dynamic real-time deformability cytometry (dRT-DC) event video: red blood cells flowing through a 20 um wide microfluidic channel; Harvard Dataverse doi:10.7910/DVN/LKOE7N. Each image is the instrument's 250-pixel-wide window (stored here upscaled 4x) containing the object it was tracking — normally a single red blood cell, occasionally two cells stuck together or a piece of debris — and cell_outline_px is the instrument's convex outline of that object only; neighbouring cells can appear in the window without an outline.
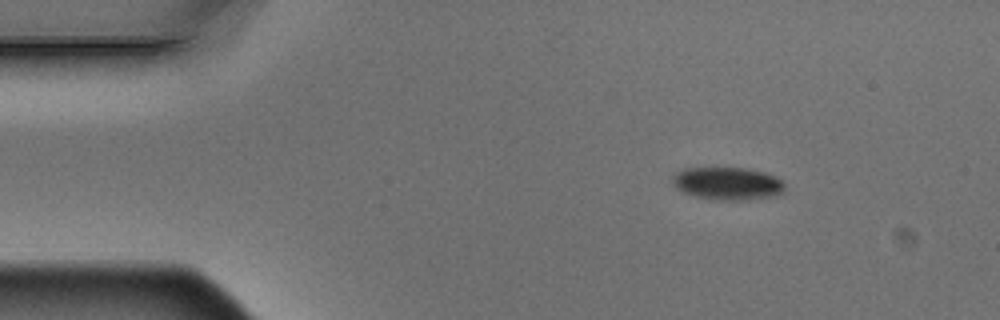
{"species": "Egyptian fruit bat (a non-hibernating species)", "species_latin": "Rousettus aegyptiacus", "temperature_condition": "warm", "stored_images_in_passage": 2, "camera_frame_rate_fps": 3000, "um_per_image_px": 0.085, "animal": {"sex": "male"}, "frame": {"image": 1, "passage_image": 1, "time_ms": 0.0, "image_size_px": [1000, 320], "cell_outline_px": [[784, 192], [776, 196], [748, 200], [712, 200], [696, 196], [684, 192], [676, 188], [672, 184], [672, 176], [680, 168], [744, 168], [764, 172], [776, 176], [784, 180]], "centroid_in_image_um": [61.86, 15.6], "position_along_channel_um": 23.1, "area_um2": 21.79}}